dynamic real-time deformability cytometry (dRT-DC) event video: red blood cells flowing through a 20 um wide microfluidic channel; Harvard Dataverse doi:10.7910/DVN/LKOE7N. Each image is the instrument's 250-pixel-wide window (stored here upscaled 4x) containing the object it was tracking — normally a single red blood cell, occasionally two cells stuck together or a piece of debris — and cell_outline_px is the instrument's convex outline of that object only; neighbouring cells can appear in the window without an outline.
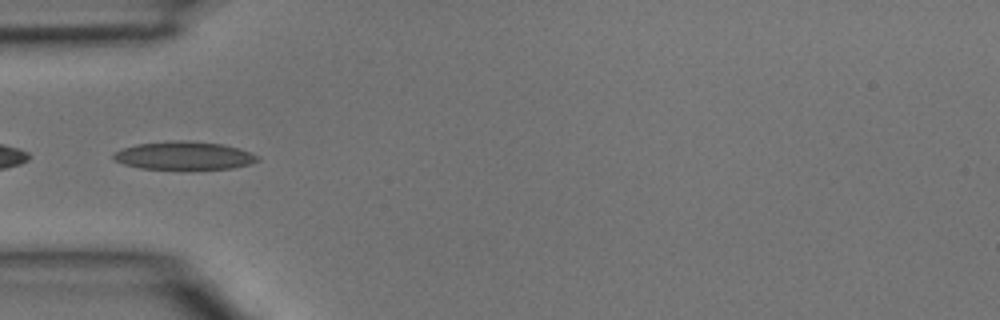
{"species": "common noctule bat (a hibernating species)", "species_latin": "Nyctalus noctula", "temperature_condition": "room temperature", "stored_images_in_passage": 38, "camera_frame_rate_fps": 3000, "um_per_image_px": 0.085, "animal": {"sex": "male", "body_mass_g": 15.6}, "frame": {"image": 1, "passage_image": 13, "time_ms": 4.0, "image_size_px": [1000, 320], "cell_outline_px": [[260, 160], [252, 164], [232, 168], [140, 168], [124, 164], [116, 160], [112, 156], [116, 152], [124, 148], [136, 144], [180, 140], [188, 140], [224, 144], [240, 148], [252, 152], [260, 156]], "centroid_in_image_um": [15.74, 13.21], "position_along_channel_um": 69.3, "area_um2": 23.41}}
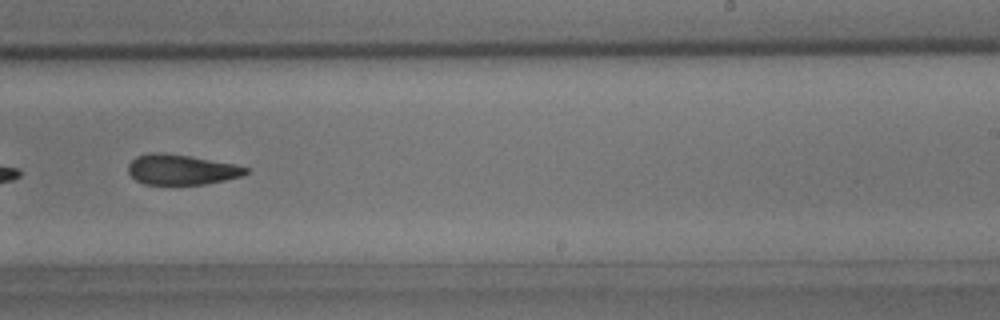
{"frame": {"image": 2, "passage_image": 27, "time_ms": 8.667, "image_size_px": [1000, 320], "cell_outline_px": [[248, 172], [240, 176], [224, 180], [204, 184], [144, 184], [136, 180], [128, 172], [128, 164], [136, 156], [152, 152], [164, 152], [236, 164], [248, 168]], "centroid_in_image_um": [15.39, 14.41], "position_along_channel_um": 273.6, "area_um2": 20.58}}